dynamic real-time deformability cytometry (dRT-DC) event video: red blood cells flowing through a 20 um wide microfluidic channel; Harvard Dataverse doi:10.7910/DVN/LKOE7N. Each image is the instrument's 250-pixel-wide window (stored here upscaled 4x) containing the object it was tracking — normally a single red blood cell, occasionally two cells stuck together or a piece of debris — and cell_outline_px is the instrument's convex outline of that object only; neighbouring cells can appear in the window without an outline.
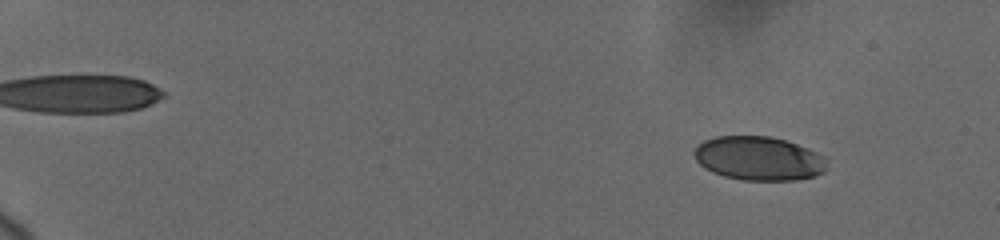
{"species": "human", "species_latin": "Homo sapiens", "temperature_condition": "cold", "stored_images_in_passage": 56, "camera_frame_rate_fps": 3000, "um_per_image_px": 0.085, "donor": {"sex": "female"}, "frame": {"image": 1, "passage_image": 6, "time_ms": 2.0, "image_size_px": [1000, 240], "cell_outline_px": [[824, 172], [812, 176], [796, 180], [744, 180], [724, 176], [712, 172], [704, 168], [696, 160], [692, 152], [704, 140], [716, 136], [768, 136], [784, 140], [808, 148], [820, 156], [824, 160]], "centroid_in_image_um": [64.42, 13.46], "position_along_channel_um": 20.6, "area_um2": 33.52}}
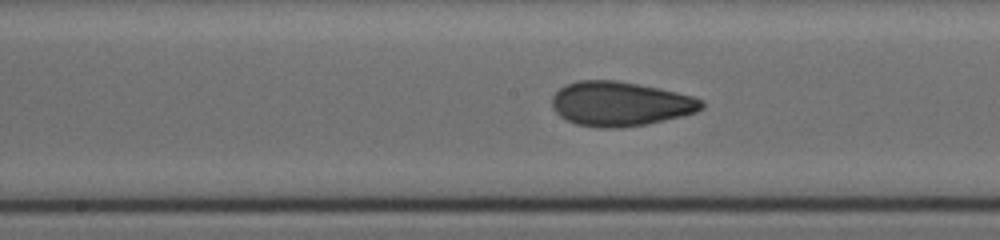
{"frame": {"image": 2, "passage_image": 32, "time_ms": 11.0, "image_size_px": [1000, 240], "cell_outline_px": [[704, 108], [696, 112], [684, 116], [648, 124], [620, 128], [600, 128], [576, 124], [560, 116], [552, 108], [552, 96], [560, 88], [576, 80], [616, 80], [676, 92], [692, 96], [700, 100], [704, 104]], "centroid_in_image_um": [52.71, 8.84], "position_along_channel_um": 195.5, "area_um2": 38.73}}
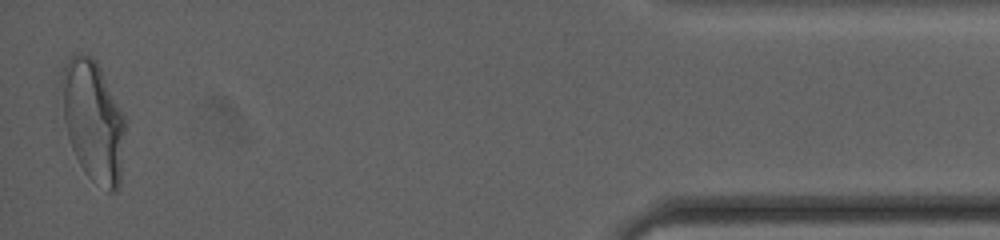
{"frame": {"image": 3, "passage_image": 56, "time_ms": 19.0, "image_size_px": [1000, 240], "cell_outline_px": [[124, 128], [120, 188], [116, 192], [108, 192], [92, 180], [84, 172], [72, 148], [68, 136], [64, 120], [60, 76], [60, 72], [68, 56], [76, 52], [92, 56], [96, 60], [124, 116]], "centroid_in_image_um": [7.89, 10.24], "position_along_channel_um": 427.3, "area_um2": 44.8}, "authors_computed_cell_mechanics": {"area_um2": 37.281, "velocity_mm_per_s": 3.6829, "shape_relaxation_time_tau1_ms": 8.2984, "shape_relaxation_time_tau2_ms": 1.0286, "deformation_change_tau1": 0.2235, "deformation_change_tau2": 0.0615}}